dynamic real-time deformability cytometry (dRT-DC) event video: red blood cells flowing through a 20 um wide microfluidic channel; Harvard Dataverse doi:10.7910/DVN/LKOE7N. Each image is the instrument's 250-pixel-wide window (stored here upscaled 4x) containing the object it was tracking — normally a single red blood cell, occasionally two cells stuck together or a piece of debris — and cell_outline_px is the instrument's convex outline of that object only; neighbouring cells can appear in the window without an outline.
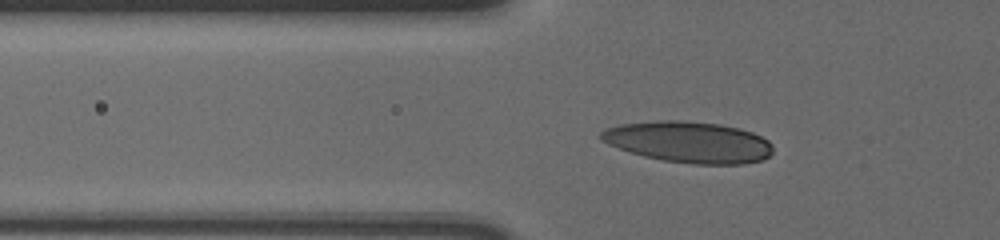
{"species": "human", "species_latin": "Homo sapiens", "temperature_condition": "cold", "stored_images_in_passage": 54, "camera_frame_rate_fps": 3000, "um_per_image_px": 0.085, "donor": {"sex": "male"}, "frame": {"image": 1, "passage_image": 18, "time_ms": 5.667, "image_size_px": [1000, 240], "cell_outline_px": [[772, 152], [768, 156], [760, 160], [744, 164], [692, 164], [664, 160], [644, 156], [608, 144], [600, 140], [600, 132], [604, 128], [620, 124], [656, 120], [680, 120], [720, 124], [740, 128], [752, 132], [768, 140], [772, 144]], "centroid_in_image_um": [58.53, 12.06], "position_along_channel_um": 67.3, "area_um2": 41.33}}
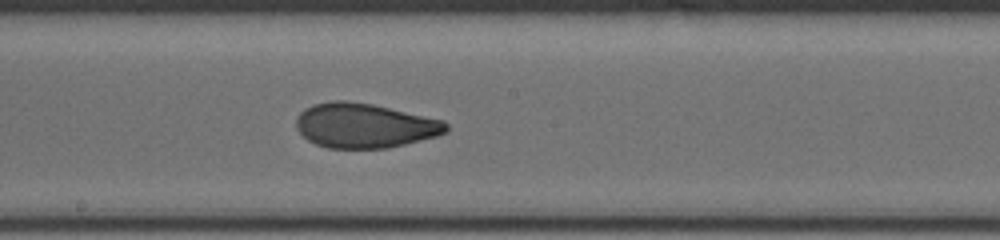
{"frame": {"image": 2, "passage_image": 31, "time_ms": 10.0, "image_size_px": [1000, 240], "cell_outline_px": [[448, 132], [436, 136], [388, 148], [328, 148], [316, 144], [308, 140], [296, 128], [296, 116], [304, 108], [312, 104], [332, 100], [344, 100], [372, 104], [444, 120], [448, 124]], "centroid_in_image_um": [30.97, 10.66], "position_along_channel_um": 217.2, "area_um2": 39.07}}
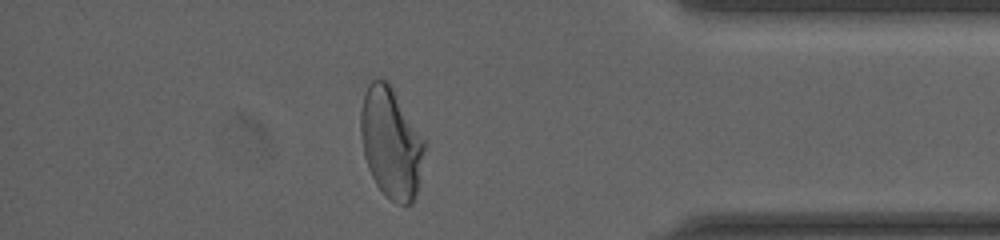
{"frame": {"image": 3, "passage_image": 48, "time_ms": 15.667, "image_size_px": [1000, 240], "cell_outline_px": [[428, 144], [416, 192], [412, 204], [396, 204], [376, 184], [368, 168], [364, 156], [360, 136], [360, 112], [364, 96], [368, 84], [372, 80], [384, 80], [392, 88]], "centroid_in_image_um": [33.25, 12.16], "position_along_channel_um": 401.9, "area_um2": 41.04}}